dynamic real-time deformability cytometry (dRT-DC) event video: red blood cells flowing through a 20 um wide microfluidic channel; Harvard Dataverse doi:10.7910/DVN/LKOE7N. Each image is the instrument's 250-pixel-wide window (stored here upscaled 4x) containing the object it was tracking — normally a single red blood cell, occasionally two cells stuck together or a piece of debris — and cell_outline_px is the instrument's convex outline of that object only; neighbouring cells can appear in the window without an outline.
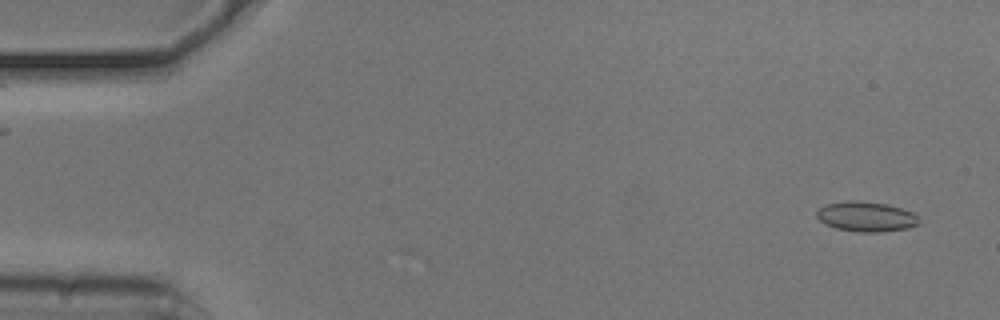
{"species": "common noctule bat (a hibernating species)", "species_latin": "Nyctalus noctula", "temperature_condition": "cold", "stored_images_in_passage": 53, "camera_frame_rate_fps": 3000, "um_per_image_px": 0.085, "animal": {"sex": "male", "body_mass_g": 20.5, "forearm_length_mm": 52.5}, "frame": {"image": 1, "passage_image": 2, "time_ms": 0.333, "image_size_px": [1000, 320], "cell_outline_px": [[920, 224], [908, 228], [880, 232], [856, 232], [836, 228], [824, 224], [816, 216], [816, 212], [820, 208], [828, 204], [848, 200], [860, 200], [884, 204], [900, 208], [912, 212], [916, 216]], "centroid_in_image_um": [73.6, 18.42], "position_along_channel_um": 11.4, "area_um2": 17.8}}
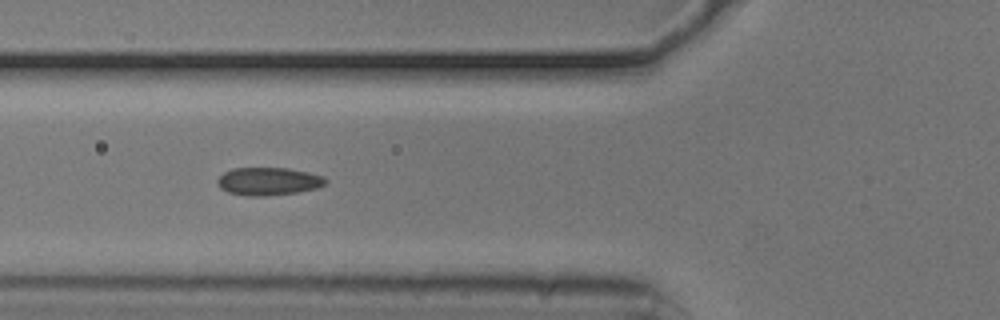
{"frame": {"image": 2, "passage_image": 19, "time_ms": 6.0, "image_size_px": [1000, 320], "cell_outline_px": [[328, 180], [324, 184], [316, 188], [296, 192], [264, 196], [248, 196], [228, 192], [220, 188], [216, 184], [216, 180], [224, 172], [232, 168], [288, 168], [308, 172], [324, 176]], "centroid_in_image_um": [22.79, 15.4], "position_along_channel_um": 103.0, "area_um2": 17.57}}
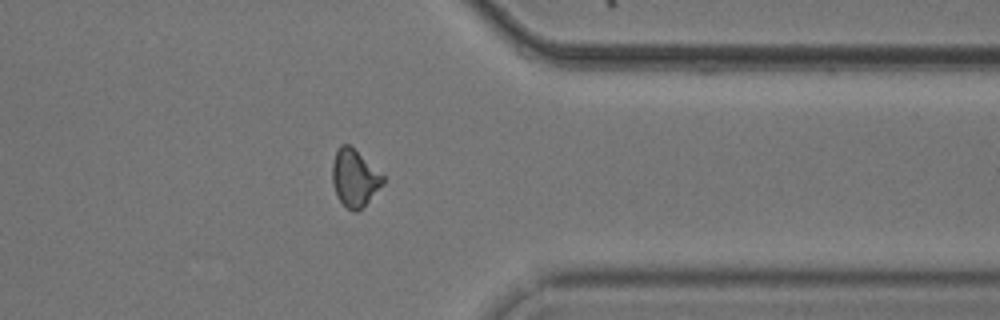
{"frame": {"image": 3, "passage_image": 42, "time_ms": 13.667, "image_size_px": [1000, 320], "cell_outline_px": [[384, 184], [356, 212], [352, 212], [340, 200], [332, 184], [332, 160], [336, 148], [340, 144], [348, 144], [384, 176]], "centroid_in_image_um": [30.1, 15.1], "position_along_channel_um": 381.3, "area_um2": 16.53}, "authors_computed_cell_mechanics": {"area_um2": 16.9354, "velocity_mm_per_s": 3.7342, "shape_relaxation_time_tau1_ms": null, "shape_relaxation_time_tau2_ms": 1.872, "deformation_change_tau1": null, "deformation_change_tau2": 0.0723}}